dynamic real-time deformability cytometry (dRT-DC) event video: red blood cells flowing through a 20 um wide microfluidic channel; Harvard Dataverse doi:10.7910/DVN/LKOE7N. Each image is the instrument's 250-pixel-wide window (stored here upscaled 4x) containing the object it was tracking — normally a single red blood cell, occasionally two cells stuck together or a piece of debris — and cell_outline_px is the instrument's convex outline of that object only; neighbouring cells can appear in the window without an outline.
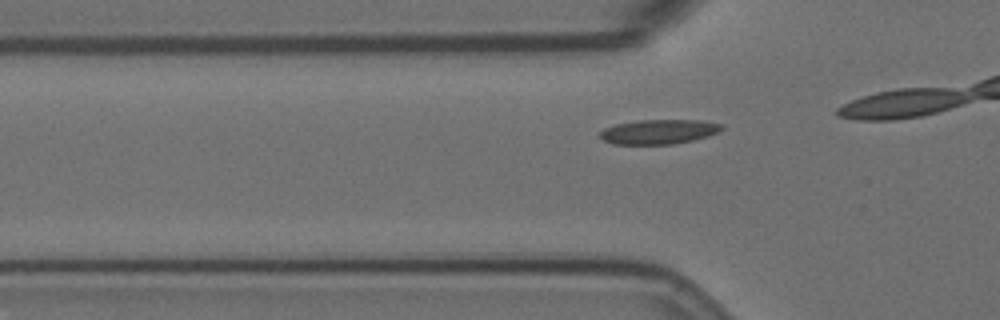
{"species": "Egyptian fruit bat (a non-hibernating species)", "species_latin": "Rousettus aegyptiacus", "temperature_condition": "room temperature", "stored_images_in_passage": 11, "camera_frame_rate_fps": 3000, "um_per_image_px": 0.085, "animal": {"sex": "female"}, "frame": {"image": 1, "passage_image": 5, "time_ms": 1.333, "image_size_px": [1000, 320], "cell_outline_px": [[724, 128], [708, 136], [692, 140], [672, 144], [612, 144], [604, 140], [600, 136], [600, 132], [604, 128], [616, 124], [636, 120], [704, 120], [724, 124]], "centroid_in_image_um": [56.01, 11.18], "position_along_channel_um": 69.8, "area_um2": 17.46}}